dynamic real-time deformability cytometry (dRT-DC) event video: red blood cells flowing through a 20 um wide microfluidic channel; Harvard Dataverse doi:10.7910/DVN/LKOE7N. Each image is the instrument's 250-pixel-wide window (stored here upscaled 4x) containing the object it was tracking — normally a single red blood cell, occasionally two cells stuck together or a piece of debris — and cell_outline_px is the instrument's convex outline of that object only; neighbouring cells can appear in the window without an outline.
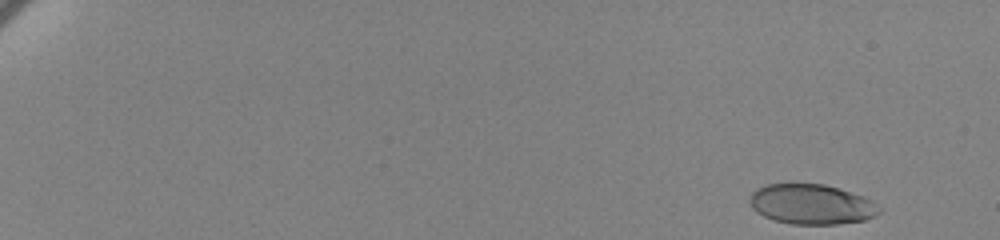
{"species": "human", "species_latin": "Homo sapiens", "temperature_condition": "cold", "stored_images_in_passage": 55, "camera_frame_rate_fps": 3000, "um_per_image_px": 0.085, "donor": {"sex": "female"}, "frame": {"image": 1, "passage_image": 2, "time_ms": 0.333, "image_size_px": [1000, 240], "cell_outline_px": [[880, 212], [876, 216], [864, 220], [836, 224], [792, 224], [776, 220], [764, 216], [756, 212], [752, 208], [748, 200], [752, 192], [756, 188], [768, 184], [824, 184], [864, 196], [872, 200], [880, 208]], "centroid_in_image_um": [68.97, 17.36], "position_along_channel_um": 16.0, "area_um2": 30.23}}
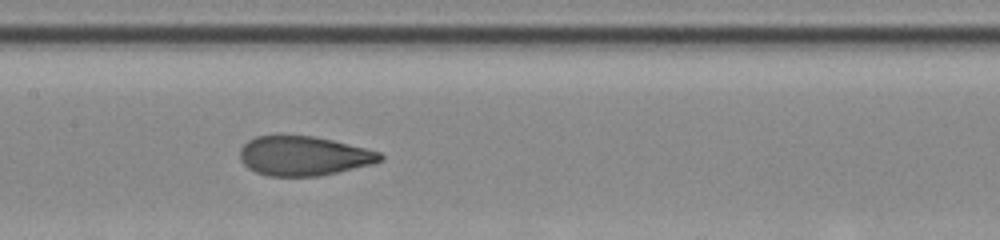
{"frame": {"image": 2, "passage_image": 32, "time_ms": 10.333, "image_size_px": [1000, 240], "cell_outline_px": [[384, 160], [372, 164], [320, 176], [268, 176], [256, 172], [248, 168], [240, 160], [240, 148], [248, 140], [256, 136], [280, 132], [312, 136], [332, 140], [380, 152], [384, 156]], "centroid_in_image_um": [25.76, 13.22], "position_along_channel_um": 181.6, "area_um2": 32.89}}
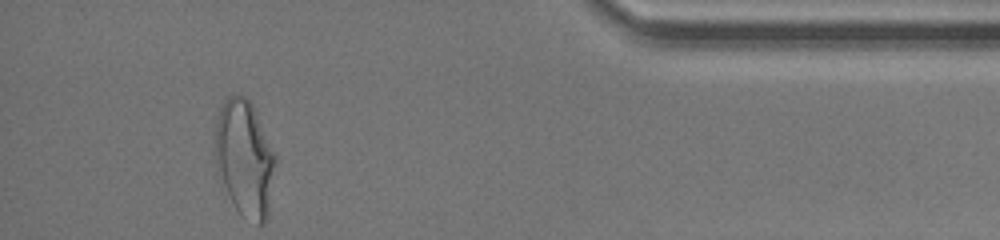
{"frame": {"image": 3, "passage_image": 55, "time_ms": 18.0, "image_size_px": [1000, 240], "cell_outline_px": [[276, 164], [268, 220], [264, 224], [256, 224], [240, 212], [236, 208], [224, 184], [216, 164], [216, 120], [220, 108], [224, 100], [228, 96], [244, 96], [252, 104], [256, 112], [276, 156]], "centroid_in_image_um": [20.84, 13.46], "position_along_channel_um": 414.4, "area_um2": 40.29}, "authors_computed_cell_mechanics": {"area_um2": 32.5414, "velocity_mm_per_s": 3.4549, "shape_relaxation_time_tau1_ms": 5.8319, "shape_relaxation_time_tau2_ms": 0.9295, "deformation_change_tau1": 0.1933, "deformation_change_tau2": 0.0743}}